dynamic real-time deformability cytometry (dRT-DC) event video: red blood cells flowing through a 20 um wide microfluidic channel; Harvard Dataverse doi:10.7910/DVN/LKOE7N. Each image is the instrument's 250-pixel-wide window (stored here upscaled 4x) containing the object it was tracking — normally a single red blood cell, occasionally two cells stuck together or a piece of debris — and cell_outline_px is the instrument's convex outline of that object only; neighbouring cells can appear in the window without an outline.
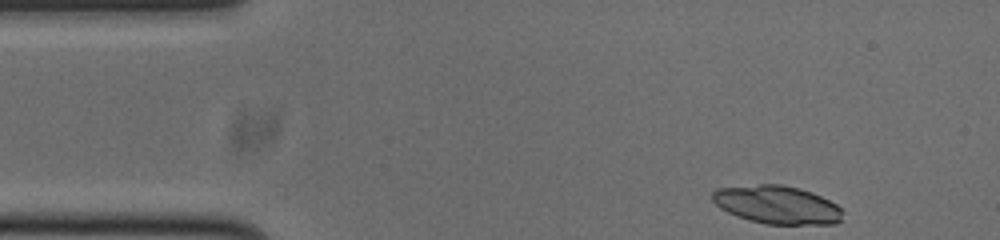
{"species": "common noctule bat (a hibernating species)", "species_latin": "Nyctalus noctula", "temperature_condition": "cold", "stored_images_in_passage": 48, "camera_frame_rate_fps": 3000, "um_per_image_px": 0.085, "animal": {"sex": "male", "body_mass_g": 20.0, "forearm_length_mm": 53.3}, "frame": {"image": 1, "passage_image": 1, "time_ms": 0.0, "image_size_px": [1000, 240], "cell_outline_px": [[844, 212], [840, 220], [836, 224], [764, 224], [748, 220], [736, 216], [720, 208], [712, 200], [712, 192], [716, 188], [760, 184], [780, 184], [800, 188], [812, 192], [836, 204]], "centroid_in_image_um": [66.04, 17.4], "position_along_channel_um": 19.0, "area_um2": 29.13}}